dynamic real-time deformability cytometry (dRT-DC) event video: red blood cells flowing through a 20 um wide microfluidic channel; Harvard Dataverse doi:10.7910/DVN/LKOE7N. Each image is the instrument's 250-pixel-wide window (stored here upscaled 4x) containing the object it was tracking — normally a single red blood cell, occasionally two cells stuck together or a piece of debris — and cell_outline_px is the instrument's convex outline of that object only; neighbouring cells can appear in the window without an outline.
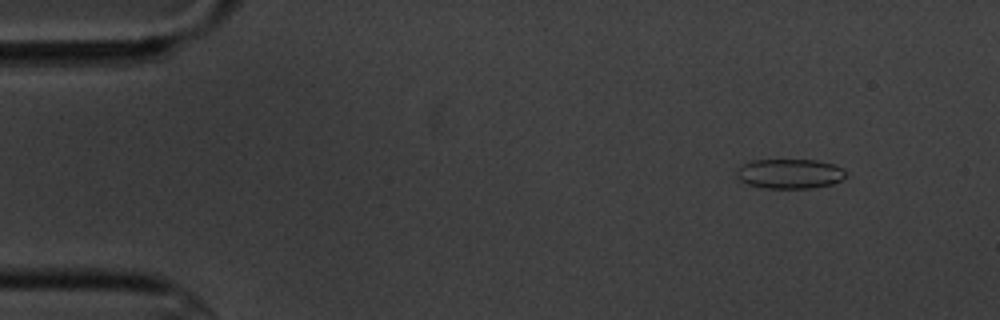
{"species": "common noctule bat (a hibernating species)", "species_latin": "Nyctalus noctula", "temperature_condition": "cold", "stored_images_in_passage": 5, "camera_frame_rate_fps": 3000, "um_per_image_px": 0.085, "animal": {"sex": "male", "body_mass_g": 20.1, "forearm_length_mm": 53.5}, "frame": {"image": 1, "passage_image": 2, "time_ms": 1.333, "image_size_px": [1000, 320], "cell_outline_px": [[844, 176], [840, 180], [832, 184], [812, 188], [764, 188], [748, 184], [740, 180], [736, 176], [736, 172], [744, 164], [752, 160], [816, 160], [832, 164], [844, 168]], "centroid_in_image_um": [67.12, 14.77], "position_along_channel_um": 17.9, "area_um2": 18.73}}
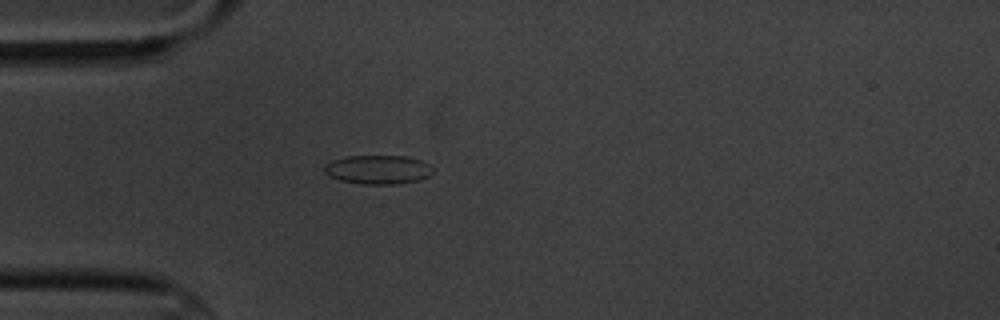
{"frame": {"image": 2, "passage_image": 5, "time_ms": 4.667, "image_size_px": [1000, 320], "cell_outline_px": [[432, 172], [428, 176], [420, 180], [396, 184], [364, 184], [340, 180], [328, 176], [324, 172], [324, 164], [332, 160], [344, 156], [404, 156], [420, 160], [428, 164], [432, 168]], "centroid_in_image_um": [32.09, 14.41], "position_along_channel_um": 52.9, "area_um2": 18.32}}